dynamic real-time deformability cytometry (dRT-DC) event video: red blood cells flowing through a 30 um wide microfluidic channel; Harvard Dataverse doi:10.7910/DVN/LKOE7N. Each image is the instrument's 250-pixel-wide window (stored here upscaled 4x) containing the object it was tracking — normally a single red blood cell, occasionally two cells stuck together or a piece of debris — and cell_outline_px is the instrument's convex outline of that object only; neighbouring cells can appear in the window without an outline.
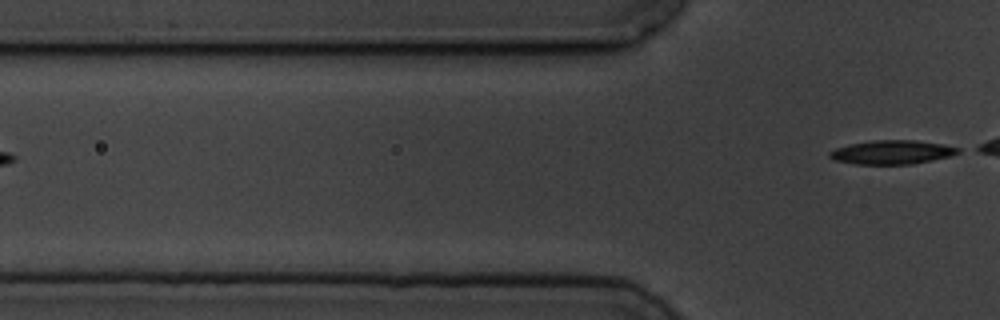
{"species": "common noctule bat (a hibernating species)", "species_latin": "Nyctalus noctula", "temperature_condition": "cold", "stored_images_in_passage": 6, "segment_of_instrument_passage": [2, 2], "camera_frame_rate_fps": 3000, "um_per_image_px": 0.085, "animal": {"sex": "male", "body_mass_g": 19.5, "forearm_length_mm": 54.6}, "frame": {"image": 1, "passage_image": 6, "time_ms": 6.667, "image_size_px": [1000, 320], "cell_outline_px": [[960, 152], [948, 156], [932, 160], [912, 164], [856, 164], [832, 160], [828, 156], [828, 152], [836, 148], [848, 144], [872, 140], [916, 140], [944, 144], [960, 148]], "centroid_in_image_um": [75.78, 12.93], "position_along_channel_um": 50.0, "area_um2": 17.98}}